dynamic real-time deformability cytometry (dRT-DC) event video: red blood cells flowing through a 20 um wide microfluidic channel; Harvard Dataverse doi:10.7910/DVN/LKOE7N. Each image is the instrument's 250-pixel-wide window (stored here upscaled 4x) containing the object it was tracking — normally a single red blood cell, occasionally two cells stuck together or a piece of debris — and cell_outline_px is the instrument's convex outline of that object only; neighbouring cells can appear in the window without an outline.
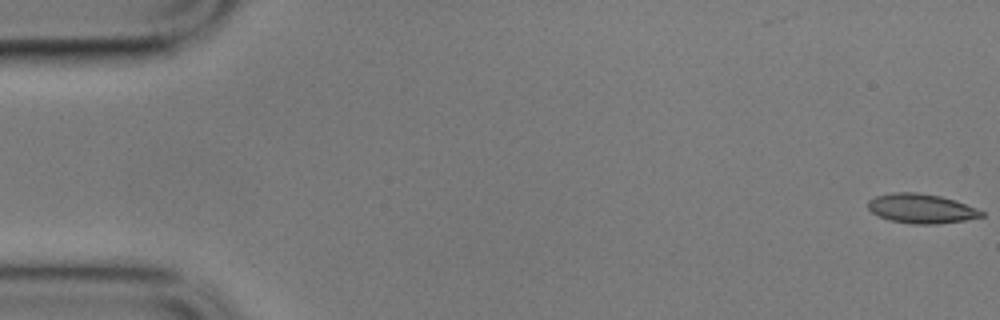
{"species": "common noctule bat (a hibernating species)", "species_latin": "Nyctalus noctula", "temperature_condition": "cold", "stored_images_in_passage": 4, "camera_frame_rate_fps": 3000, "um_per_image_px": 0.085, "animal": {"sex": "male", "body_mass_g": 17.9}, "frame": {"image": 1, "passage_image": 1, "time_ms": 0.0, "image_size_px": [1000, 320], "cell_outline_px": [[984, 216], [964, 220], [936, 224], [912, 224], [892, 220], [880, 216], [872, 212], [868, 208], [868, 200], [876, 196], [892, 192], [916, 192], [940, 196], [976, 208], [984, 212]], "centroid_in_image_um": [78.29, 17.72], "position_along_channel_um": 6.7, "area_um2": 19.19}}